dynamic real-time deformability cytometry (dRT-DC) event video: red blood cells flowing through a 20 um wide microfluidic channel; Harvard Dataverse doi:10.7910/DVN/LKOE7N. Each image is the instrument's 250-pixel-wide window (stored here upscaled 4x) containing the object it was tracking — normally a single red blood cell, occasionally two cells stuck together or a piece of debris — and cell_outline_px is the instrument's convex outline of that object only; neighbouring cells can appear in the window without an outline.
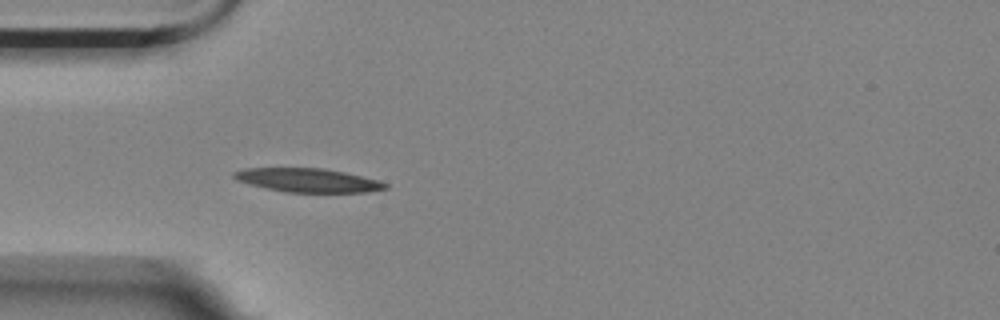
{"species": "Egyptian fruit bat (a non-hibernating species)", "species_latin": "Rousettus aegyptiacus", "temperature_condition": "room temperature", "stored_images_in_passage": 41, "camera_frame_rate_fps": 3000, "um_per_image_px": 0.085, "animal": {"sex": "female"}, "frame": {"image": 1, "passage_image": 1, "time_ms": 0.0, "image_size_px": [1000, 320], "cell_outline_px": [[388, 188], [368, 192], [284, 192], [248, 184], [236, 180], [232, 176], [232, 172], [244, 168], [324, 168], [344, 172], [376, 180], [388, 184]], "centroid_in_image_um": [26.11, 15.32], "position_along_channel_um": 58.9, "area_um2": 20.92}}
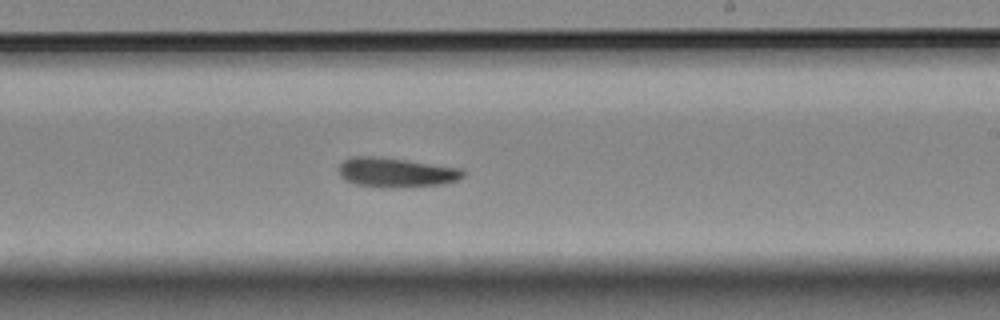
{"frame": {"image": 2, "passage_image": 18, "time_ms": 5.667, "image_size_px": [1000, 320], "cell_outline_px": [[464, 176], [456, 180], [440, 184], [392, 188], [380, 188], [356, 184], [344, 180], [340, 176], [340, 164], [344, 160], [352, 156], [376, 156], [460, 168], [464, 172]], "centroid_in_image_um": [33.61, 14.66], "position_along_channel_um": 255.4, "area_um2": 21.21}}
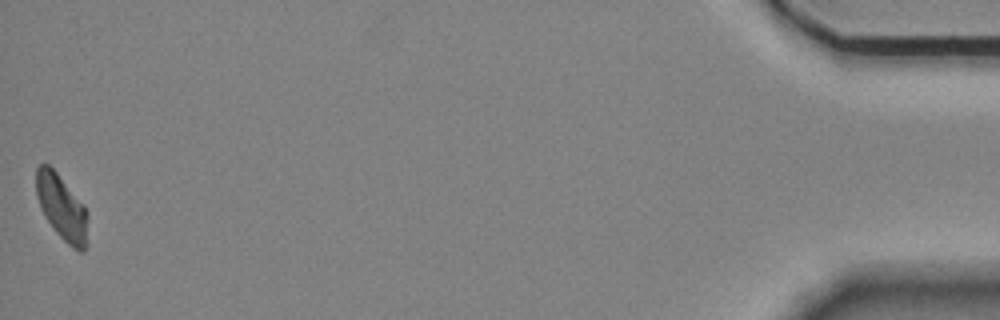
{"frame": {"image": 3, "passage_image": 41, "time_ms": 13.333, "image_size_px": [1000, 320], "cell_outline_px": [[88, 244], [84, 252], [80, 252], [72, 248], [56, 232], [44, 216], [40, 208], [36, 196], [36, 168], [40, 164], [48, 164], [56, 172], [84, 204], [88, 212]], "centroid_in_image_um": [5.28, 17.67], "position_along_channel_um": 429.9, "area_um2": 20.0}}